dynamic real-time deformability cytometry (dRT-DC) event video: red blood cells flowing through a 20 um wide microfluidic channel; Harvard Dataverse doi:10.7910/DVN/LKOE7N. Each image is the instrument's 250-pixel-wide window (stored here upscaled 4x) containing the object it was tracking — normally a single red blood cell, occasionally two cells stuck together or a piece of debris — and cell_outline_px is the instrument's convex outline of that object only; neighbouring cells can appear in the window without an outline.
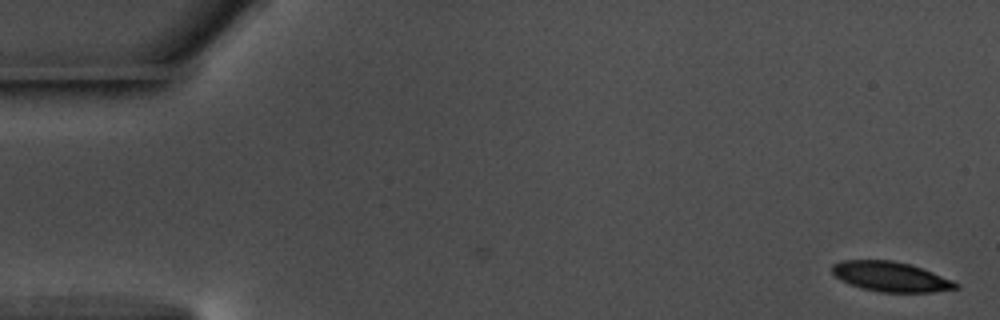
{"species": "common noctule bat (a hibernating species)", "species_latin": "Nyctalus noctula", "temperature_condition": "warm", "stored_images_in_passage": 36, "camera_frame_rate_fps": 3000, "um_per_image_px": 0.085, "animal": {"sex": "male", "body_mass_g": 17.5, "forearm_length_mm": 52.3}, "frame": {"image": 1, "passage_image": 1, "time_ms": 0.0, "image_size_px": [1000, 320], "cell_outline_px": [[960, 288], [932, 292], [880, 292], [864, 288], [840, 280], [832, 272], [832, 264], [844, 260], [892, 260], [912, 264], [952, 280], [960, 284]], "centroid_in_image_um": [75.74, 23.51], "position_along_channel_um": 9.3, "area_um2": 21.44}}
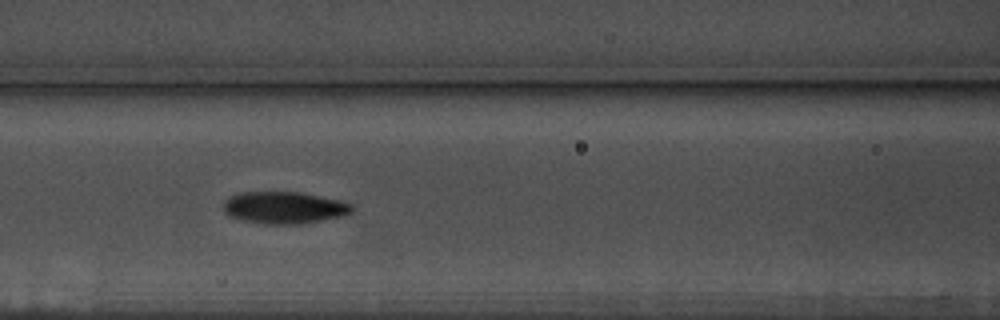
{"frame": {"image": 2, "passage_image": 24, "time_ms": 7.667, "image_size_px": [1000, 320], "cell_outline_px": [[356, 208], [352, 212], [344, 216], [296, 224], [264, 224], [244, 220], [232, 216], [224, 212], [224, 200], [228, 196], [240, 192], [300, 192], [336, 200], [352, 204]], "centroid_in_image_um": [24.15, 17.64], "position_along_channel_um": 142.5, "area_um2": 23.81}}
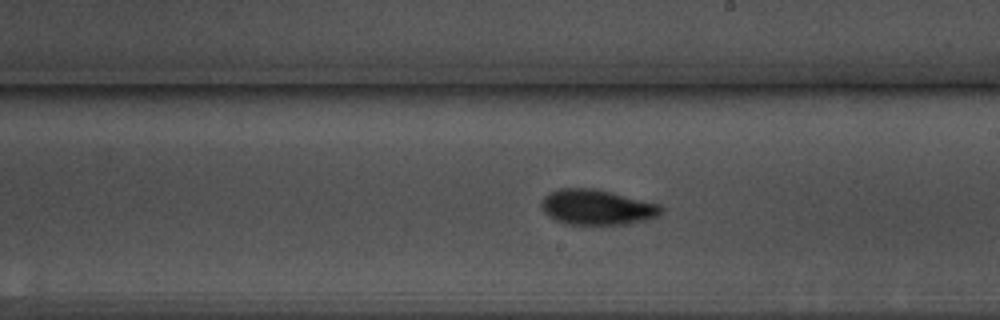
{"frame": {"image": 3, "passage_image": 32, "time_ms": 10.333, "image_size_px": [1000, 320], "cell_outline_px": [[664, 212], [648, 220], [628, 224], [568, 224], [556, 220], [548, 216], [544, 212], [540, 204], [544, 196], [560, 188], [596, 188], [660, 204], [664, 208]], "centroid_in_image_um": [50.77, 17.61], "position_along_channel_um": 238.2, "area_um2": 24.74}}